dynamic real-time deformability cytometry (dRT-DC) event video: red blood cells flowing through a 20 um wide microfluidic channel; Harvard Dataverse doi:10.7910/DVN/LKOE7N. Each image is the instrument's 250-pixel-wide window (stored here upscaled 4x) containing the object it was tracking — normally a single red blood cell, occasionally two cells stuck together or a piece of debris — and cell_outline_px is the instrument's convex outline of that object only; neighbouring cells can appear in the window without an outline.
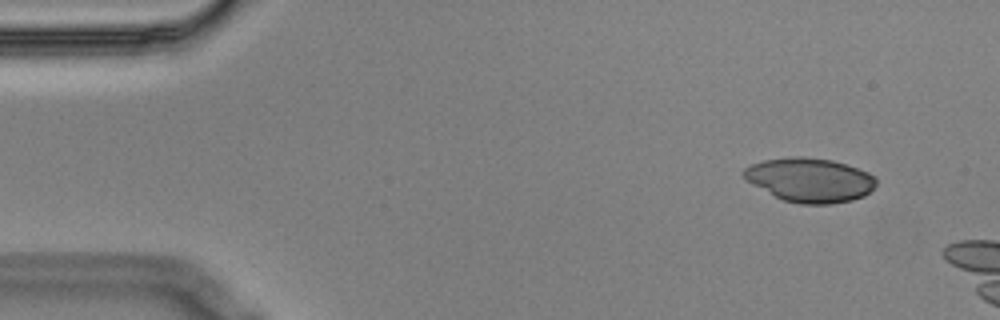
{"species": "Egyptian fruit bat (a non-hibernating species)", "species_latin": "Rousettus aegyptiacus", "temperature_condition": "cold", "stored_images_in_passage": 13, "camera_frame_rate_fps": 3000, "um_per_image_px": 0.085, "animal": {"sex": "male"}, "frame": {"image": 1, "passage_image": 1, "time_ms": 0.0, "image_size_px": [1000, 320], "cell_outline_px": [[876, 184], [864, 196], [852, 200], [832, 204], [800, 204], [784, 200], [752, 184], [740, 172], [744, 168], [752, 164], [764, 160], [796, 156], [800, 156], [832, 160], [868, 172], [876, 180]], "centroid_in_image_um": [68.82, 15.3], "position_along_channel_um": 16.2, "area_um2": 33.7}}
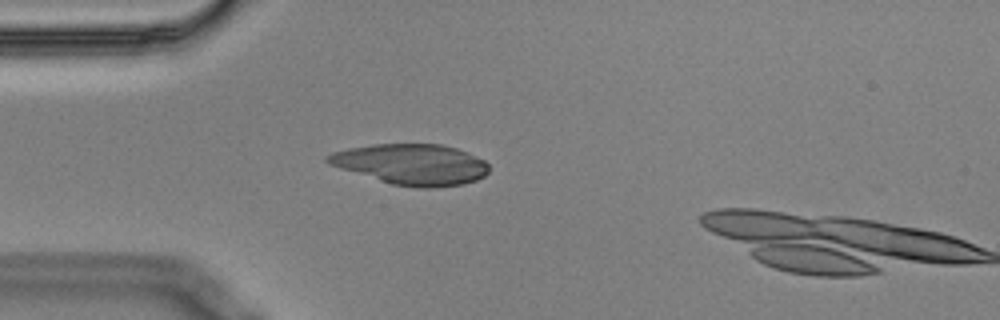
{"frame": {"image": 2, "passage_image": 11, "time_ms": 3.333, "image_size_px": [1000, 320], "cell_outline_px": [[488, 172], [484, 176], [476, 180], [464, 184], [432, 188], [420, 188], [392, 184], [340, 168], [328, 164], [324, 160], [324, 156], [332, 152], [348, 148], [372, 144], [440, 144], [456, 148], [468, 152], [484, 160], [488, 164]], "centroid_in_image_um": [34.96, 13.96], "position_along_channel_um": 50.0, "area_um2": 38.32}}